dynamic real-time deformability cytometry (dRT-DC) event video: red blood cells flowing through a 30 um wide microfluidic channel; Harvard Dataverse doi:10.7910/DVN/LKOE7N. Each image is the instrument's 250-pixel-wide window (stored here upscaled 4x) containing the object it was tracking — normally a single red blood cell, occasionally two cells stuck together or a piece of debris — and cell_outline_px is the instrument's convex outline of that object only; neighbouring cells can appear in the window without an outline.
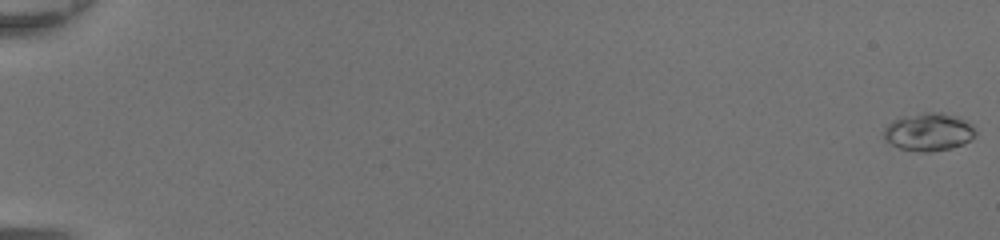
{"species": "common noctule bat (a hibernating species)", "species_latin": "Nyctalus noctula", "temperature_condition": "room temperature", "stored_images_in_passage": 50, "camera_frame_rate_fps": 3000, "um_per_image_px": 0.085, "animal": {"sex": "female", "body_mass_g": 20.0, "forearm_length_mm": 54.0}, "frame": {"image": 1, "passage_image": 1, "time_ms": 0.0, "image_size_px": [1000, 240], "cell_outline_px": [[976, 136], [964, 144], [952, 148], [928, 152], [920, 152], [900, 148], [892, 144], [884, 136], [884, 128], [892, 120], [900, 116], [924, 112], [944, 112], [960, 116], [968, 120], [972, 124], [976, 132]], "centroid_in_image_um": [78.99, 11.18], "position_along_channel_um": 6.0, "area_um2": 20.63}}
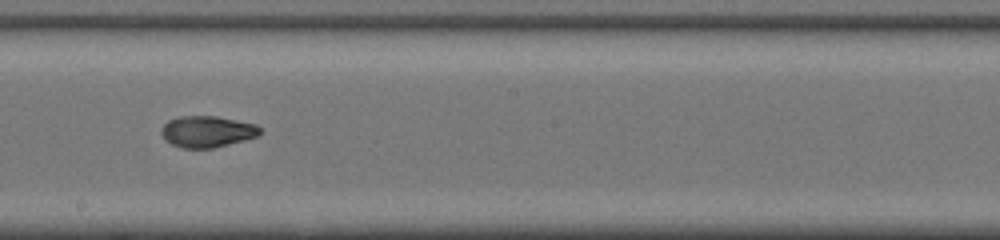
{"frame": {"image": 2, "passage_image": 31, "time_ms": 10.0, "image_size_px": [1000, 240], "cell_outline_px": [[260, 132], [256, 136], [244, 140], [212, 148], [180, 148], [164, 140], [160, 132], [160, 128], [168, 120], [180, 116], [216, 116], [256, 124], [260, 128]], "centroid_in_image_um": [17.55, 11.18], "position_along_channel_um": 230.7, "area_um2": 18.03}}
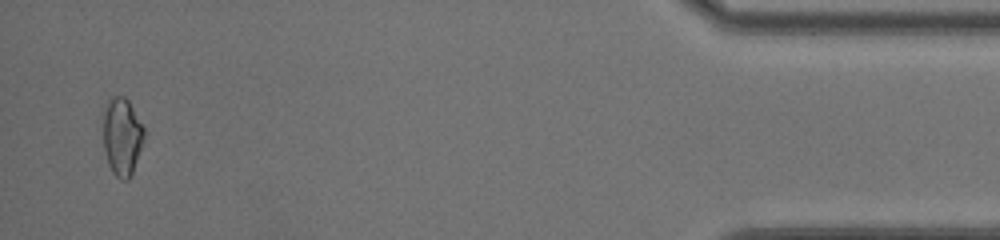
{"frame": {"image": 3, "passage_image": 49, "time_ms": 16.0, "image_size_px": [1000, 240], "cell_outline_px": [[144, 140], [132, 172], [128, 180], [120, 180], [112, 172], [108, 164], [104, 148], [100, 112], [112, 96], [124, 96], [128, 100], [144, 128]], "centroid_in_image_um": [10.32, 11.57], "position_along_channel_um": 424.9, "area_um2": 18.96}, "authors_computed_cell_mechanics": {"area_um2": 18.3515, "velocity_mm_per_s": 4.4015, "shape_relaxation_time_tau1_ms": 6.1841, "shape_relaxation_time_tau2_ms": 1.1486, "deformation_change_tau1": 0.212, "deformation_change_tau2": 0.0602}}